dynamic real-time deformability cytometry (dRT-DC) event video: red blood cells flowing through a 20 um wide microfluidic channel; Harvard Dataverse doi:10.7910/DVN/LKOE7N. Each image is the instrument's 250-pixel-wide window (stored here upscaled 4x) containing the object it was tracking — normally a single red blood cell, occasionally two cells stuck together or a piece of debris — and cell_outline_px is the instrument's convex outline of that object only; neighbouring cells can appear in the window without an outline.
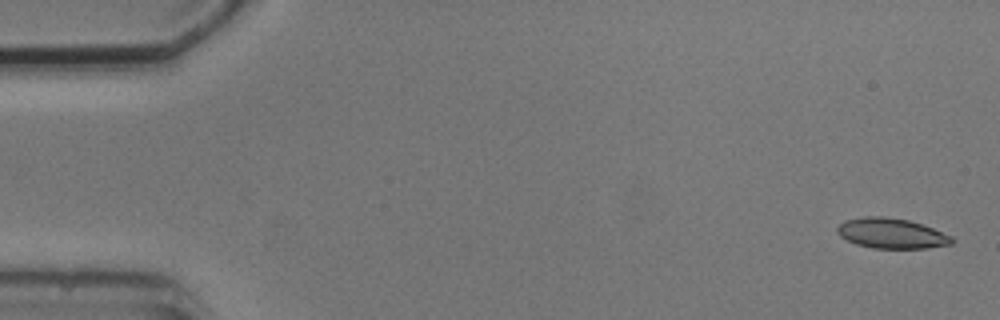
{"species": "common noctule bat (a hibernating species)", "species_latin": "Nyctalus noctula", "temperature_condition": "cold", "stored_images_in_passage": 4, "camera_frame_rate_fps": 3000, "um_per_image_px": 0.085, "animal": {"sex": "male", "body_mass_g": 20.5, "forearm_length_mm": 52.5}, "frame": {"image": 1, "passage_image": 1, "time_ms": 0.0, "image_size_px": [1000, 320], "cell_outline_px": [[956, 240], [952, 244], [928, 248], [872, 248], [856, 244], [840, 236], [836, 232], [836, 228], [844, 220], [864, 216], [884, 216], [908, 220], [932, 228], [952, 236]], "centroid_in_image_um": [75.77, 19.83], "position_along_channel_um": 9.2, "area_um2": 20.23}}